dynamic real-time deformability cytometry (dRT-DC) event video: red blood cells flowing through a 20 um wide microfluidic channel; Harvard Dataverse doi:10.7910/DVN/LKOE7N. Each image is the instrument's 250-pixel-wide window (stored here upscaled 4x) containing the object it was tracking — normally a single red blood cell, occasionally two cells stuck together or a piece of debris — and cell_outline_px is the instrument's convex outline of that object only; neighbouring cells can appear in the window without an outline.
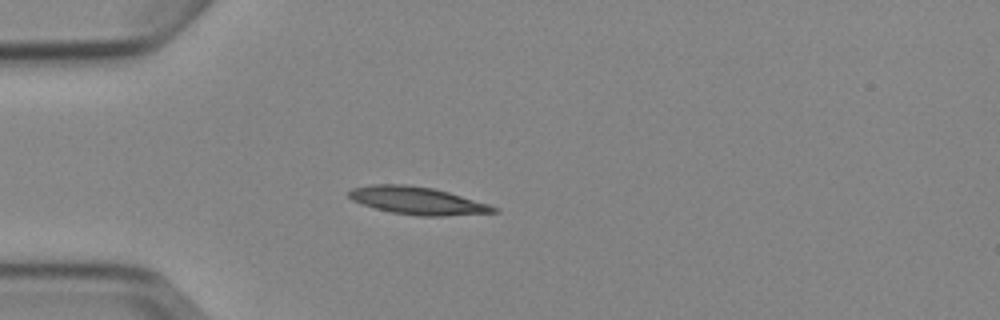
{"species": "Egyptian fruit bat (a non-hibernating species)", "species_latin": "Rousettus aegyptiacus", "temperature_condition": "cold", "stored_images_in_passage": 4, "camera_frame_rate_fps": 3000, "um_per_image_px": 0.085, "animal": {"sex": "female"}, "frame": {"image": 1, "passage_image": 4, "time_ms": 3.333, "image_size_px": [1000, 320], "cell_outline_px": [[500, 212], [444, 216], [420, 216], [392, 212], [360, 204], [352, 200], [348, 196], [348, 192], [352, 188], [372, 184], [408, 184], [432, 188], [448, 192], [488, 204], [500, 208]], "centroid_in_image_um": [35.48, 17.05], "position_along_channel_um": 49.5, "area_um2": 23.29}}